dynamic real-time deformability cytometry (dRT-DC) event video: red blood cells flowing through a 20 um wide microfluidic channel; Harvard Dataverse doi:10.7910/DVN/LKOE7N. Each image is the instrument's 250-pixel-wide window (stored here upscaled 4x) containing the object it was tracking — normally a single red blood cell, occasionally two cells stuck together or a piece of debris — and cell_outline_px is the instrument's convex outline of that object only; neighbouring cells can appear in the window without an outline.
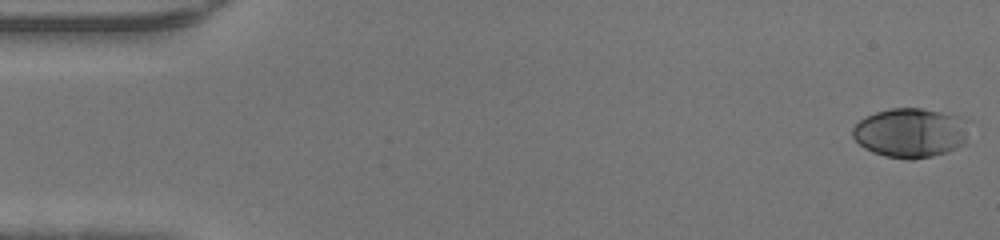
{"species": "human", "species_latin": "Homo sapiens", "temperature_condition": "warm", "stored_images_in_passage": 46, "camera_frame_rate_fps": 3000, "um_per_image_px": 0.085, "donor": {"sex": "male"}, "frame": {"image": 1, "passage_image": 1, "time_ms": 0.0, "image_size_px": [1000, 240], "cell_outline_px": [[968, 120], [964, 144], [948, 152], [932, 156], [912, 160], [908, 160], [884, 156], [872, 152], [864, 148], [852, 136], [852, 128], [860, 120], [876, 112], [892, 108], [924, 108], [956, 116]], "centroid_in_image_um": [77.38, 11.3], "position_along_channel_um": 7.6, "area_um2": 33.52}}
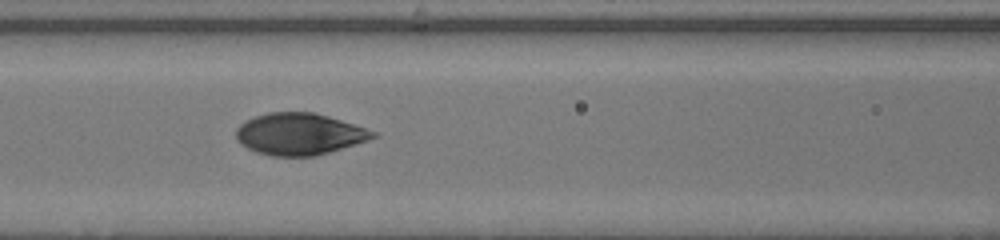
{"frame": {"image": 2, "passage_image": 20, "time_ms": 6.333, "image_size_px": [1000, 240], "cell_outline_px": [[380, 136], [368, 140], [316, 156], [272, 156], [256, 152], [240, 144], [236, 140], [236, 128], [240, 124], [256, 116], [268, 112], [312, 112], [328, 116], [376, 132]], "centroid_in_image_um": [25.42, 11.4], "position_along_channel_um": 141.2, "area_um2": 33.12}}
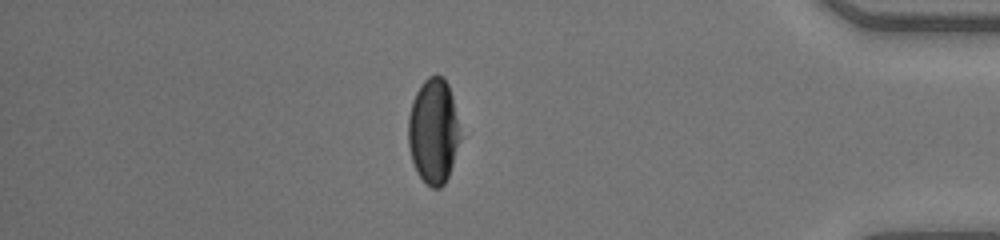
{"frame": {"image": 3, "passage_image": 40, "time_ms": 13.0, "image_size_px": [1000, 240], "cell_outline_px": [[460, 136], [452, 164], [448, 176], [444, 184], [440, 188], [432, 188], [420, 176], [412, 160], [408, 144], [408, 116], [412, 100], [420, 84], [428, 76], [444, 76], [448, 84], [452, 96]], "centroid_in_image_um": [36.82, 11.11], "position_along_channel_um": 398.4, "area_um2": 31.44}}